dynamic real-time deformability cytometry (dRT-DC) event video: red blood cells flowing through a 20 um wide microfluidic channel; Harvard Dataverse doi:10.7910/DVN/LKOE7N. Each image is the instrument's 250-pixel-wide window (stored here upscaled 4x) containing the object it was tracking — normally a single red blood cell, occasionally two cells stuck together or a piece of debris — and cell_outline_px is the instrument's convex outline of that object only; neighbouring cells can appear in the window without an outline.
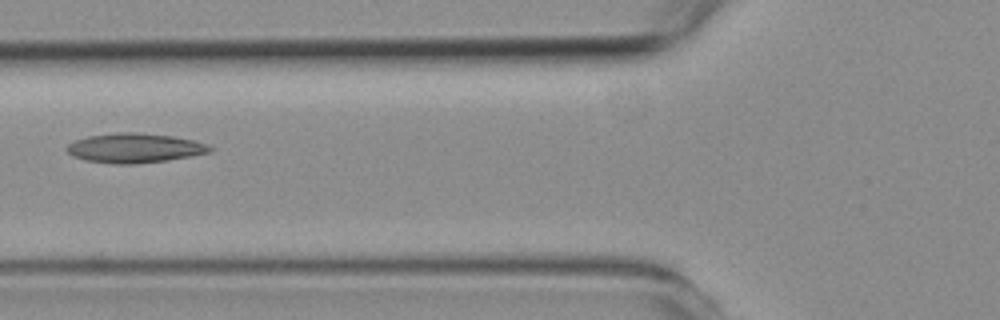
{"species": "common noctule bat (a hibernating species)", "species_latin": "Nyctalus noctula", "temperature_condition": "room temperature", "stored_images_in_passage": 7, "camera_frame_rate_fps": 3000, "um_per_image_px": 0.085, "animal": {"sex": "female", "body_mass_g": 19.3, "forearm_length_mm": 54.1}, "frame": {"image": 1, "passage_image": 7, "time_ms": 7.0, "image_size_px": [1000, 320], "cell_outline_px": [[216, 148], [212, 152], [192, 156], [168, 160], [132, 164], [112, 164], [84, 160], [72, 156], [64, 148], [68, 144], [76, 140], [88, 136], [116, 132], [136, 132], [172, 136], [192, 140], [208, 144]], "centroid_in_image_um": [11.46, 12.58], "position_along_channel_um": 114.3, "area_um2": 24.85}}